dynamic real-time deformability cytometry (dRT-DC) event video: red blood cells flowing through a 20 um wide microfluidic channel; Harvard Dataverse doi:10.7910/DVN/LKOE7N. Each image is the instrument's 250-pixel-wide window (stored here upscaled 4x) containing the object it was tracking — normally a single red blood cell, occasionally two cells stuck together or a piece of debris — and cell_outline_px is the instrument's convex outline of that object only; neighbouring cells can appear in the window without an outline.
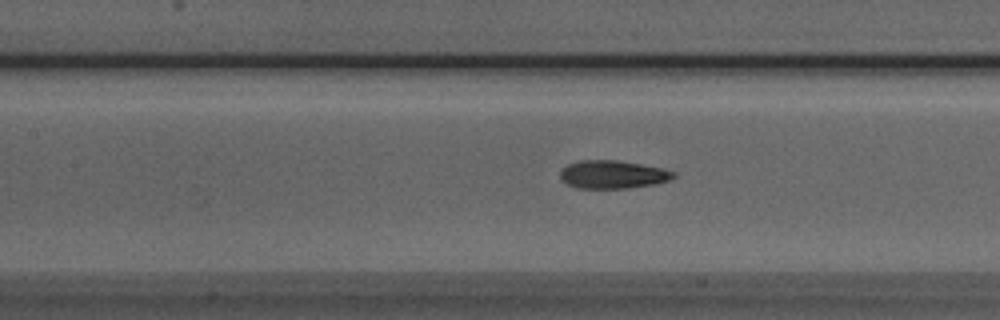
{"species": "Egyptian fruit bat (a non-hibernating species)", "species_latin": "Rousettus aegyptiacus", "temperature_condition": "room temperature", "stored_images_in_passage": 46, "camera_frame_rate_fps": 3000, "um_per_image_px": 0.085, "animal": {"sex": "male"}, "frame": {"image": 1, "passage_image": 21, "time_ms": 6.667, "image_size_px": [1000, 320], "cell_outline_px": [[676, 176], [672, 180], [656, 184], [628, 188], [576, 188], [560, 180], [560, 168], [568, 164], [580, 160], [616, 160], [664, 168], [676, 172]], "centroid_in_image_um": [52.1, 14.83], "position_along_channel_um": 155.3, "area_um2": 18.84}}
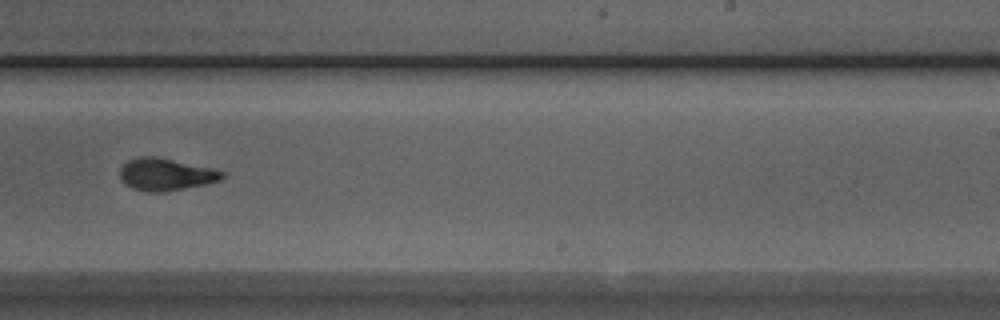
{"frame": {"image": 2, "passage_image": 30, "time_ms": 9.667, "image_size_px": [1000, 320], "cell_outline_px": [[224, 176], [220, 180], [204, 184], [164, 192], [148, 192], [132, 188], [124, 184], [120, 180], [120, 168], [128, 160], [140, 156], [152, 156], [212, 168], [224, 172]], "centroid_in_image_um": [14.04, 14.83], "position_along_channel_um": 275.0, "area_um2": 19.02}}
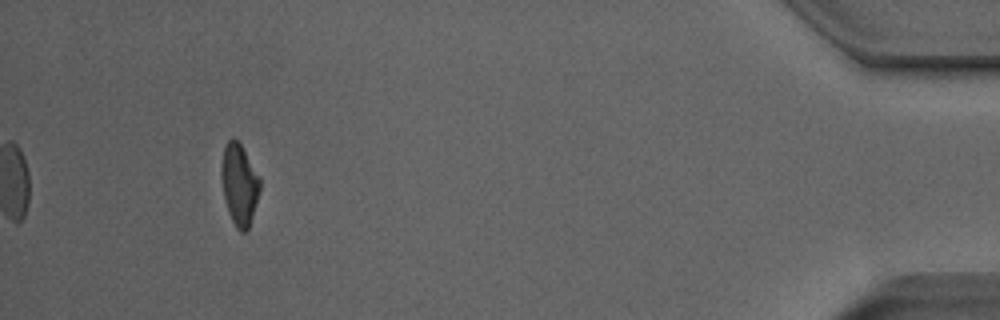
{"frame": {"image": 3, "passage_image": 46, "time_ms": 15.0, "image_size_px": [1000, 320], "cell_outline_px": [[260, 188], [248, 228], [244, 232], [240, 232], [236, 228], [228, 212], [224, 196], [220, 176], [220, 172], [224, 144], [232, 136], [244, 148], [260, 180]], "centroid_in_image_um": [20.31, 15.63], "position_along_channel_um": 414.9, "area_um2": 18.09}, "authors_computed_cell_mechanics": {"area_um2": 18.8139, "velocity_mm_per_s": 3.994, "shape_relaxation_time_tau1_ms": 4.329, "shape_relaxation_time_tau2_ms": 1.6529, "deformation_change_tau1": 0.1841, "deformation_change_tau2": 0.0835}}